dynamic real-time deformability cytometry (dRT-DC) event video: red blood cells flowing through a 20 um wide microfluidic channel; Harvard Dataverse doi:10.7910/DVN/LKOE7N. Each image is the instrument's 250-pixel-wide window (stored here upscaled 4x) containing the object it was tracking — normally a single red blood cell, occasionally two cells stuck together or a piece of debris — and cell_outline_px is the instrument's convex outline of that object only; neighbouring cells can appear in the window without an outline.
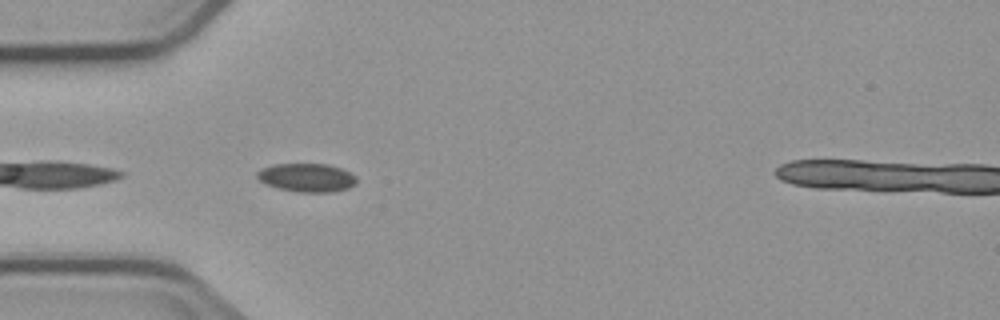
{"species": "common noctule bat (a hibernating species)", "species_latin": "Nyctalus noctula", "temperature_condition": "cold", "stored_images_in_passage": 4, "camera_frame_rate_fps": 3000, "um_per_image_px": 0.085, "animal": {"sex": "male", "body_mass_g": 23.1, "forearm_length_mm": 52.7}, "frame": {"image": 1, "passage_image": 3, "time_ms": 3.0, "image_size_px": [1000, 320], "cell_outline_px": [[356, 184], [348, 188], [332, 192], [300, 192], [280, 188], [264, 184], [256, 176], [256, 172], [260, 168], [272, 164], [328, 164], [340, 168], [356, 176]], "centroid_in_image_um": [26.05, 15.09], "position_along_channel_um": 58.9, "area_um2": 16.53}}